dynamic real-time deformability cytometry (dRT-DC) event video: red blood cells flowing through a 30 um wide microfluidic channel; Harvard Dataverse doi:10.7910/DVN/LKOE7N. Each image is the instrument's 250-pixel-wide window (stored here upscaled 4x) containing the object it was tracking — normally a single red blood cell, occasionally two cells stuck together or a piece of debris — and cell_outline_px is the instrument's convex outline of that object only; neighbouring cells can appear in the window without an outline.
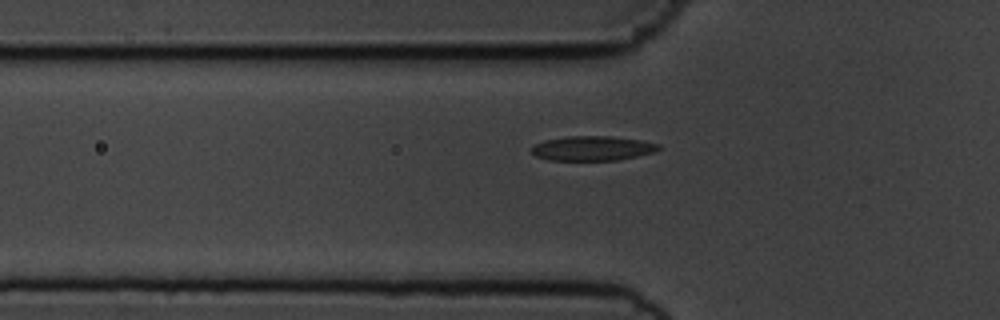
{"species": "common noctule bat (a hibernating species)", "species_latin": "Nyctalus noctula", "temperature_condition": "cold", "stored_images_in_passage": 42, "camera_frame_rate_fps": 3000, "um_per_image_px": 0.085, "animal": {"sex": "male", "body_mass_g": 19.5, "forearm_length_mm": 54.6}, "frame": {"image": 1, "passage_image": 11, "time_ms": 3.333, "image_size_px": [1000, 320], "cell_outline_px": [[660, 148], [656, 152], [620, 160], [548, 160], [536, 156], [532, 152], [532, 148], [536, 144], [544, 140], [568, 136], [608, 136], [644, 140], [660, 144]], "centroid_in_image_um": [50.42, 12.61], "position_along_channel_um": 75.4, "area_um2": 18.32}}
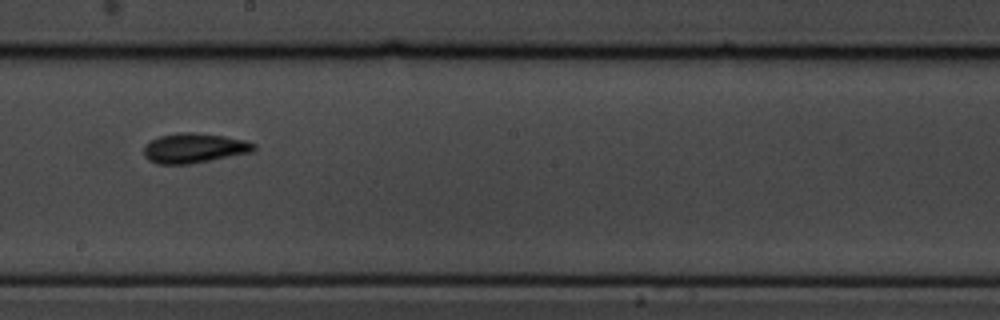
{"frame": {"image": 2, "passage_image": 24, "time_ms": 7.667, "image_size_px": [1000, 320], "cell_outline_px": [[256, 148], [252, 152], [188, 164], [156, 164], [148, 160], [144, 156], [144, 148], [152, 140], [160, 136], [176, 132], [192, 132], [224, 136], [244, 140], [256, 144]], "centroid_in_image_um": [16.5, 12.59], "position_along_channel_um": 231.7, "area_um2": 18.96}}
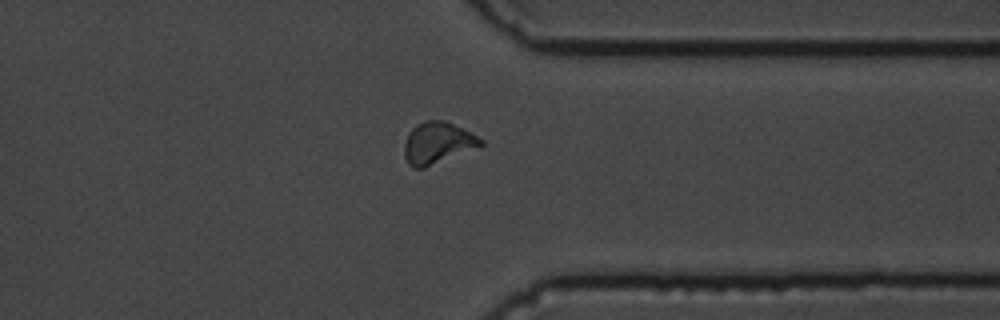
{"frame": {"image": 3, "passage_image": 36, "time_ms": 11.667, "image_size_px": [1000, 320], "cell_outline_px": [[484, 144], [424, 168], [412, 168], [408, 164], [404, 156], [404, 144], [408, 132], [416, 124], [424, 120], [444, 120], [484, 140]], "centroid_in_image_um": [37.12, 12.15], "position_along_channel_um": 374.3, "area_um2": 18.26}, "authors_computed_cell_mechanics": {"area_um2": 18.3804, "velocity_mm_per_s": 3.6087, "shape_relaxation_time_tau1_ms": 4.8636, "shape_relaxation_time_tau2_ms": 1.8885, "deformation_change_tau1": 0.1278, "deformation_change_tau2": 0.0852}}